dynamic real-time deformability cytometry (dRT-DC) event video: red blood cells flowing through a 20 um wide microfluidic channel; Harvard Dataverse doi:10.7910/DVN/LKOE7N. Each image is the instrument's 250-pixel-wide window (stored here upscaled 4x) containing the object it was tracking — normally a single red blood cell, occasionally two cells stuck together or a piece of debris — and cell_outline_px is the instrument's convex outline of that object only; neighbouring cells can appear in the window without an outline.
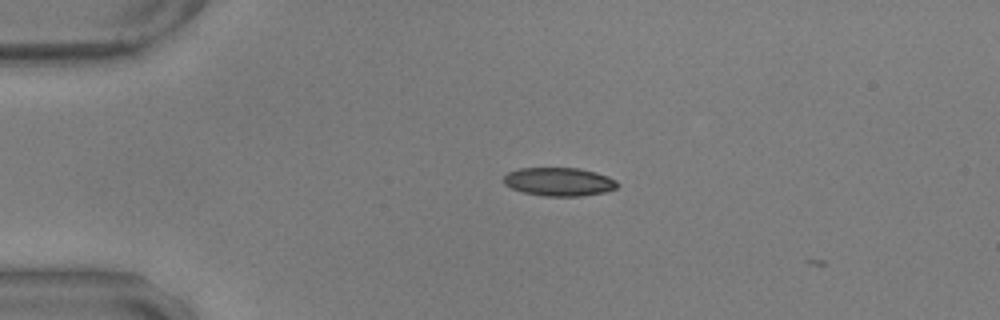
{"species": "common noctule bat (a hibernating species)", "species_latin": "Nyctalus noctula", "temperature_condition": "warm", "stored_images_in_passage": 9, "camera_frame_rate_fps": 3000, "um_per_image_px": 0.085, "animal": {"sex": "male", "body_mass_g": 17.9, "forearm_length_mm": 54.2}, "frame": {"image": 1, "passage_image": 4, "time_ms": 1.0, "image_size_px": [1000, 320], "cell_outline_px": [[620, 184], [616, 188], [604, 192], [580, 196], [544, 196], [524, 192], [512, 188], [504, 184], [504, 176], [508, 172], [520, 168], [580, 168], [596, 172], [608, 176], [616, 180]], "centroid_in_image_um": [47.54, 15.44], "position_along_channel_um": 37.5, "area_um2": 18.84}}